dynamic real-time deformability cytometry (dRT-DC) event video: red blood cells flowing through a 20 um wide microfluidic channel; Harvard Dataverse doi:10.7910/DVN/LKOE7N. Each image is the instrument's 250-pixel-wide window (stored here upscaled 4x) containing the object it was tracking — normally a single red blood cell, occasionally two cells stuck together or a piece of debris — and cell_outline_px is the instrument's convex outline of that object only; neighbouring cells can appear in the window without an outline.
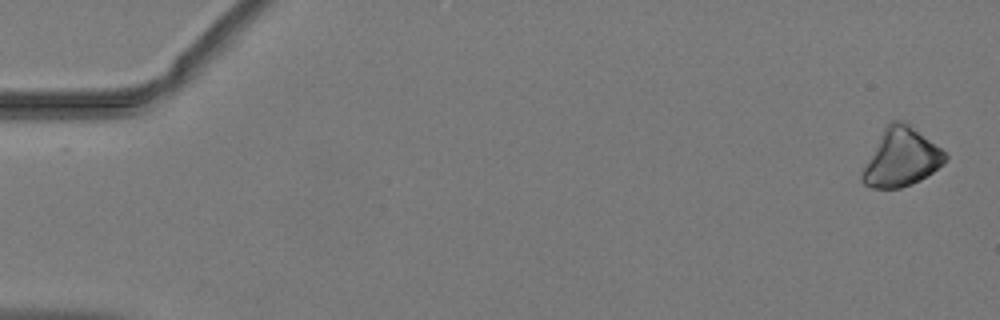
{"species": "common noctule bat (a hibernating species)", "species_latin": "Nyctalus noctula", "temperature_condition": "warm", "stored_images_in_passage": 25, "camera_frame_rate_fps": 3000, "um_per_image_px": 0.085, "animal": {"sex": "male", "body_mass_g": 19.2, "forearm_length_mm": 51.8}, "frame": {"image": 1, "passage_image": 1, "time_ms": 0.0, "image_size_px": [1000, 320], "cell_outline_px": [[948, 156], [932, 172], [920, 180], [912, 184], [900, 188], [872, 188], [864, 184], [860, 180], [860, 176], [884, 128], [892, 120], [904, 120], [948, 152]], "centroid_in_image_um": [76.62, 13.38], "position_along_channel_um": 8.4, "area_um2": 27.74}}
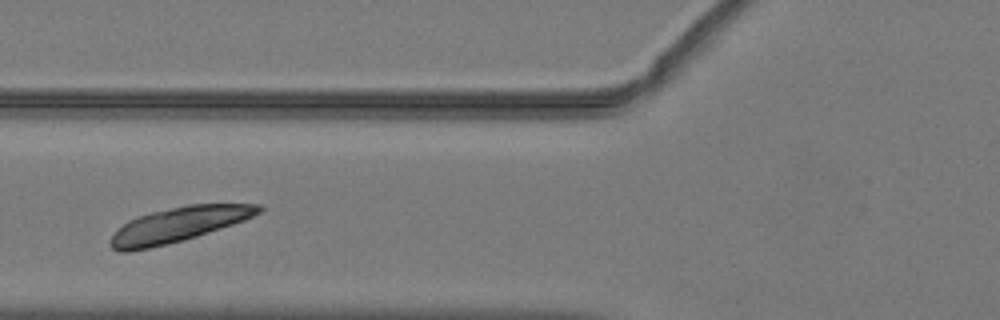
{"frame": {"image": 2, "passage_image": 20, "time_ms": 6.333, "image_size_px": [1000, 320], "cell_outline_px": [[264, 208], [260, 212], [244, 220], [184, 240], [168, 244], [128, 252], [120, 252], [112, 248], [108, 244], [108, 240], [128, 220], [152, 212], [188, 204], [264, 204]], "centroid_in_image_um": [15.16, 19.09], "position_along_channel_um": 110.6, "area_um2": 29.71}}
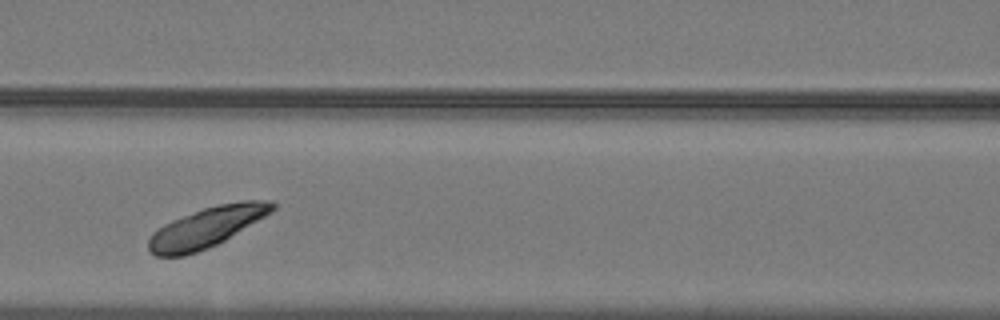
{"frame": {"image": 3, "passage_image": 23, "time_ms": 7.333, "image_size_px": [1000, 320], "cell_outline_px": [[276, 208], [272, 212], [224, 240], [208, 248], [184, 256], [156, 256], [148, 248], [148, 240], [152, 232], [164, 224], [172, 220], [204, 208], [220, 204], [240, 200], [272, 200], [276, 204]], "centroid_in_image_um": [17.58, 19.3], "position_along_channel_um": 149.0, "area_um2": 28.73}}